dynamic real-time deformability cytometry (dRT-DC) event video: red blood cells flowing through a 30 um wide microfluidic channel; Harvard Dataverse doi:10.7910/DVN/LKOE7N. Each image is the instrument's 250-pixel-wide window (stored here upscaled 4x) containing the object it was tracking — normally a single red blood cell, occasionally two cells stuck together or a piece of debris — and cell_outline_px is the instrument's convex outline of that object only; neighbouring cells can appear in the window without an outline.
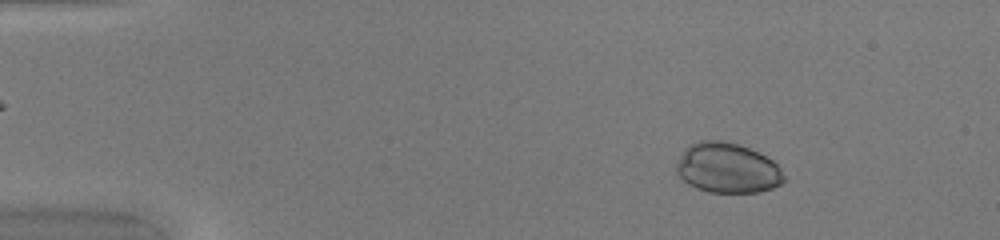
{"species": "common noctule bat (a hibernating species)", "species_latin": "Nyctalus noctula", "temperature_condition": "warm", "stored_images_in_passage": 49, "camera_frame_rate_fps": 3000, "um_per_image_px": 0.085, "animal": {"sex": "female", "body_mass_g": 20.0, "forearm_length_mm": 54.0}, "frame": {"image": 1, "passage_image": 7, "time_ms": 2.0, "image_size_px": [1000, 240], "cell_outline_px": [[784, 180], [780, 184], [772, 188], [760, 192], [708, 192], [696, 188], [688, 184], [676, 172], [676, 160], [684, 148], [700, 140], [724, 140], [740, 144], [772, 160], [780, 168], [784, 176]], "centroid_in_image_um": [61.79, 14.27], "position_along_channel_um": 23.2, "area_um2": 31.44}}
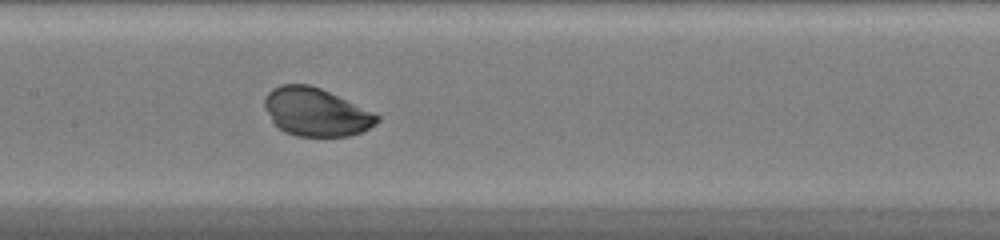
{"frame": {"image": 2, "passage_image": 25, "time_ms": 8.0, "image_size_px": [1000, 240], "cell_outline_px": [[380, 120], [376, 124], [360, 132], [348, 136], [296, 136], [284, 132], [272, 120], [264, 108], [264, 96], [272, 88], [280, 84], [308, 84], [320, 88], [372, 112], [380, 116]], "centroid_in_image_um": [26.82, 9.52], "position_along_channel_um": 180.6, "area_um2": 31.27}}
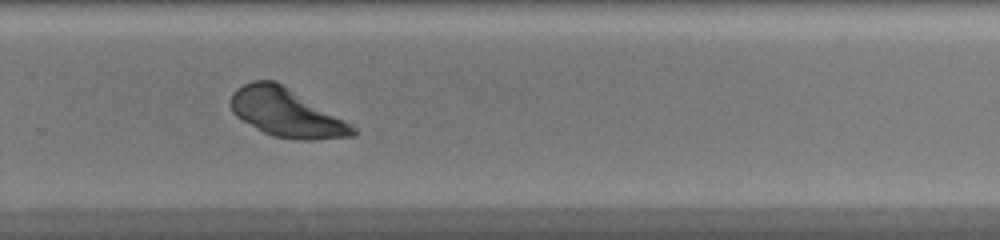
{"frame": {"image": 3, "passage_image": 34, "time_ms": 11.0, "image_size_px": [1000, 240], "cell_outline_px": [[356, 136], [312, 140], [300, 140], [272, 136], [264, 132], [236, 116], [232, 112], [232, 92], [236, 88], [252, 80], [276, 80], [344, 120], [356, 128]], "centroid_in_image_um": [24.34, 9.58], "position_along_channel_um": 305.5, "area_um2": 33.99}}